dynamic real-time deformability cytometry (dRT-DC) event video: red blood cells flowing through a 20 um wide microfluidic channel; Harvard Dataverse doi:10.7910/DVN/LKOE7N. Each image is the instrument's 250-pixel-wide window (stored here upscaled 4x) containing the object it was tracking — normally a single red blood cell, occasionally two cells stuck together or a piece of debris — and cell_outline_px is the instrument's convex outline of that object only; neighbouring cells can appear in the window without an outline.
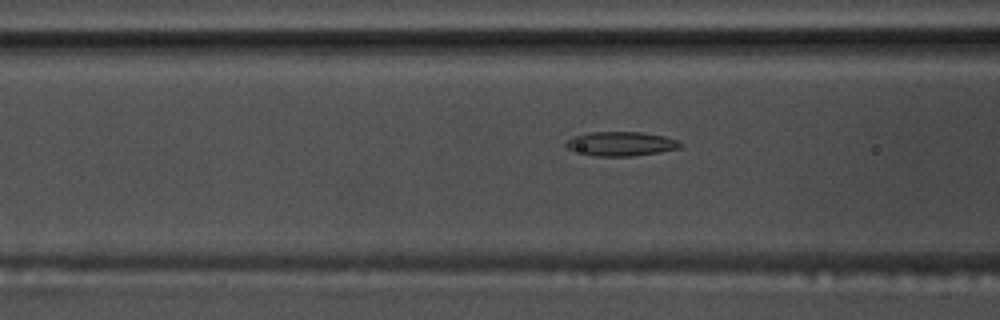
{"species": "common noctule bat (a hibernating species)", "species_latin": "Nyctalus noctula", "temperature_condition": "warm", "stored_images_in_passage": 38, "camera_frame_rate_fps": 3000, "um_per_image_px": 0.085, "animal": {"sex": "male", "body_mass_g": 17.5, "forearm_length_mm": 52.3}, "frame": {"image": 1, "passage_image": 4, "time_ms": 1.0, "image_size_px": [1000, 320], "cell_outline_px": [[684, 144], [680, 148], [660, 152], [632, 156], [596, 156], [568, 148], [564, 144], [572, 136], [588, 132], [640, 132], [664, 136], [676, 140]], "centroid_in_image_um": [52.8, 12.21], "position_along_channel_um": 113.8, "area_um2": 16.01}}
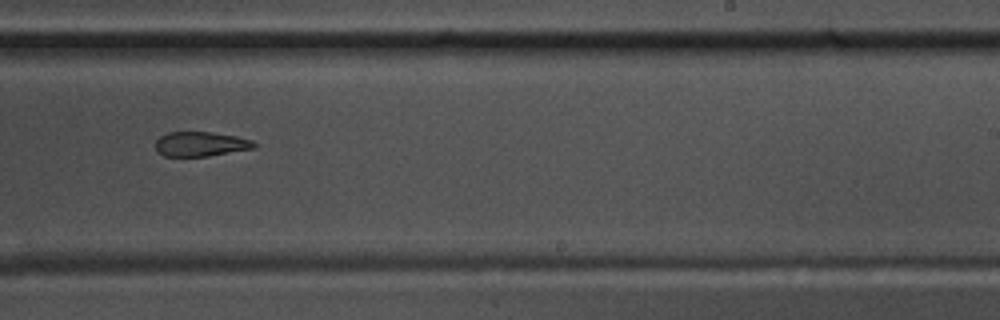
{"frame": {"image": 2, "passage_image": 17, "time_ms": 5.333, "image_size_px": [1000, 320], "cell_outline_px": [[256, 148], [208, 156], [164, 156], [156, 152], [156, 140], [160, 136], [168, 132], [212, 132], [236, 136], [252, 140], [256, 144]], "centroid_in_image_um": [17.05, 12.24], "position_along_channel_um": 271.9, "area_um2": 14.22}}
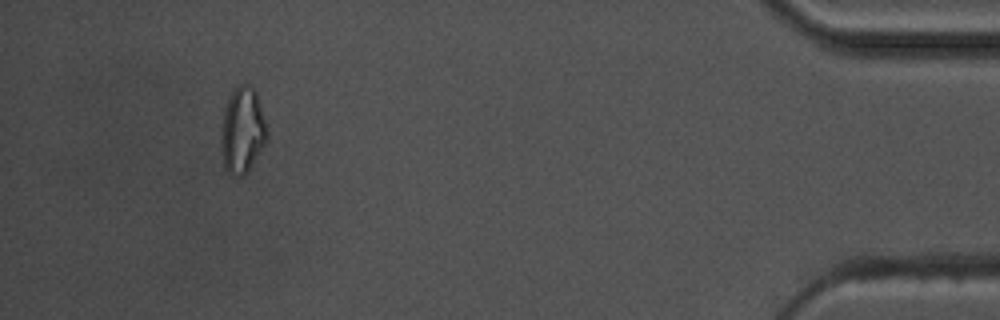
{"frame": {"image": 3, "passage_image": 34, "time_ms": 11.0, "image_size_px": [1000, 320], "cell_outline_px": [[268, 136], [264, 144], [248, 172], [244, 176], [232, 176], [228, 172], [224, 164], [220, 144], [220, 128], [224, 108], [232, 88], [240, 84], [252, 84], [256, 88]], "centroid_in_image_um": [20.58, 11.04], "position_along_channel_um": 414.6, "area_um2": 23.41}}